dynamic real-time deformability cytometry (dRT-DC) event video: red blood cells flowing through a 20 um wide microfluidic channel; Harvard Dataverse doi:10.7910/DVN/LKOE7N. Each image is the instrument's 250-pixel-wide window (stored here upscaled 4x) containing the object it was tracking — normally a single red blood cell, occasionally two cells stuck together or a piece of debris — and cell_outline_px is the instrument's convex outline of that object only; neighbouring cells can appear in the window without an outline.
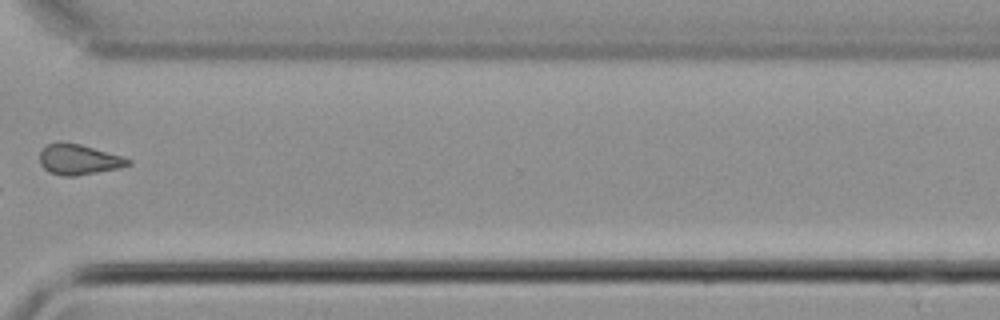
{"species": "common noctule bat (a hibernating species)", "species_latin": "Nyctalus noctula", "temperature_condition": "cold", "stored_images_in_passage": 13, "camera_frame_rate_fps": 3000, "um_per_image_px": 0.085, "animal": {"sex": "male", "body_mass_g": 21.5, "forearm_length_mm": 52.0}, "frame": {"image": 1, "passage_image": 10, "time_ms": 3.0, "image_size_px": [1000, 320], "cell_outline_px": [[132, 164], [120, 168], [76, 176], [64, 176], [48, 172], [40, 164], [40, 152], [48, 144], [60, 140], [80, 144], [120, 156], [132, 160]], "centroid_in_image_um": [6.67, 13.55], "position_along_channel_um": 363.9, "area_um2": 15.72}}